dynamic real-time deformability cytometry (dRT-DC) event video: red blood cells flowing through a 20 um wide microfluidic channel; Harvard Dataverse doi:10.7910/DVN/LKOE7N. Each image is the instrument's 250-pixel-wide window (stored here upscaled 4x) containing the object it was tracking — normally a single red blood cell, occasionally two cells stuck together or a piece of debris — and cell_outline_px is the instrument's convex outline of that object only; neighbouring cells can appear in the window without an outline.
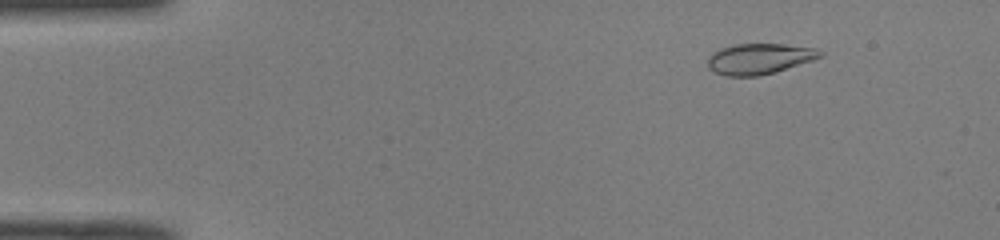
{"species": "common noctule bat (a hibernating species)", "species_latin": "Nyctalus noctula", "temperature_condition": "room temperature", "stored_images_in_passage": 51, "camera_frame_rate_fps": 3000, "um_per_image_px": 0.085, "animal": {"sex": "male", "body_mass_g": 19.0, "forearm_length_mm": 50.8}, "frame": {"image": 1, "passage_image": 7, "time_ms": 2.0, "image_size_px": [1000, 240], "cell_outline_px": [[824, 56], [776, 72], [760, 76], [724, 76], [708, 68], [708, 56], [712, 52], [720, 48], [732, 44], [784, 44], [816, 48], [824, 52]], "centroid_in_image_um": [64.54, 4.99], "position_along_channel_um": 20.5, "area_um2": 20.35}}
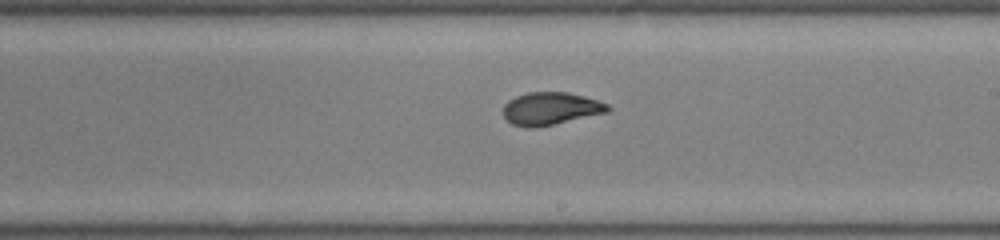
{"frame": {"image": 2, "passage_image": 30, "time_ms": 9.667, "image_size_px": [1000, 240], "cell_outline_px": [[612, 108], [608, 112], [552, 124], [528, 128], [512, 124], [504, 116], [504, 104], [508, 100], [516, 96], [528, 92], [568, 92], [584, 96], [608, 104]], "centroid_in_image_um": [46.8, 9.21], "position_along_channel_um": 242.2, "area_um2": 19.65}}
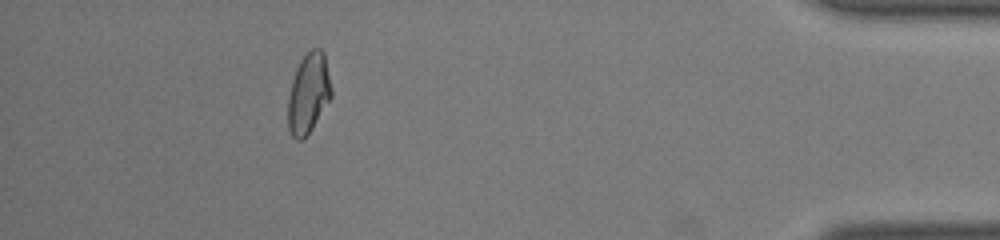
{"frame": {"image": 3, "passage_image": 46, "time_ms": 15.0, "image_size_px": [1000, 240], "cell_outline_px": [[332, 96], [312, 128], [304, 140], [296, 140], [292, 136], [288, 128], [288, 96], [292, 80], [296, 68], [300, 60], [312, 48], [320, 48], [324, 52], [332, 88]], "centroid_in_image_um": [26.22, 7.94], "position_along_channel_um": 409.0, "area_um2": 20.35}, "authors_computed_cell_mechanics": {"area_um2": 20.23, "velocity_mm_per_s": 4.0889, "shape_relaxation_time_tau1_ms": 7.7142, "shape_relaxation_time_tau2_ms": 0.8099, "deformation_change_tau1": 0.2436, "deformation_change_tau2": 0.0502}}